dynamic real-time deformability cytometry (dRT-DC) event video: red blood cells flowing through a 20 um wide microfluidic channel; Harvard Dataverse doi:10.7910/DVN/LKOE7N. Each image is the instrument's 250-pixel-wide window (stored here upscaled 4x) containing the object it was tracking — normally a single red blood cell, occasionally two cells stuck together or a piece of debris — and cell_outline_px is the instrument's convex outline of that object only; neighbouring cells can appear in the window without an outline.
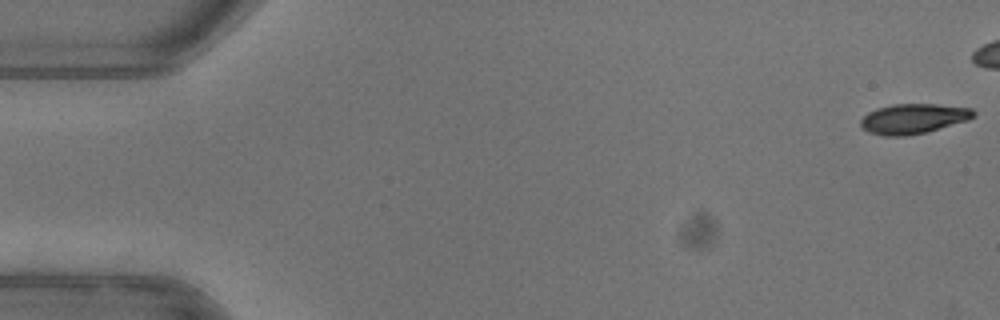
{"species": "common noctule bat (a hibernating species)", "species_latin": "Nyctalus noctula", "temperature_condition": "warm", "stored_images_in_passage": 43, "camera_frame_rate_fps": 3000, "um_per_image_px": 0.085, "animal": {"sex": "female"}, "frame": {"image": 1, "passage_image": 1, "time_ms": 0.0, "image_size_px": [1000, 320], "cell_outline_px": [[976, 112], [968, 120], [924, 132], [904, 136], [884, 136], [868, 132], [860, 124], [860, 120], [868, 112], [876, 108], [892, 104], [936, 104], [972, 108]], "centroid_in_image_um": [77.6, 10.08], "position_along_channel_um": 7.4, "area_um2": 19.54}}
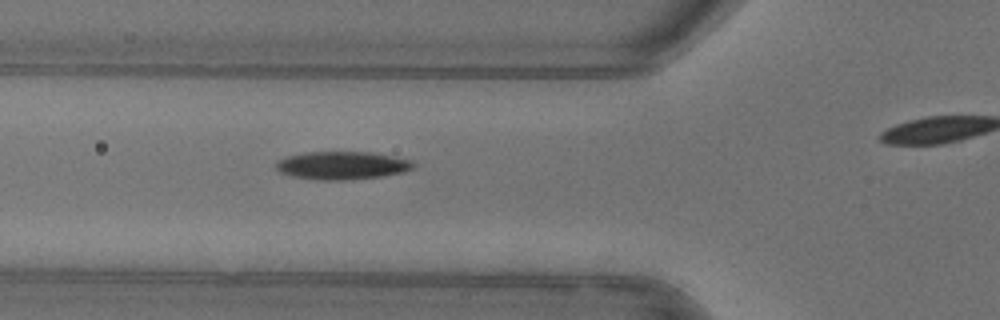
{"frame": {"image": 2, "passage_image": 19, "time_ms": 6.0, "image_size_px": [1000, 320], "cell_outline_px": [[416, 164], [412, 168], [404, 172], [380, 176], [344, 180], [320, 180], [292, 176], [280, 172], [276, 168], [276, 164], [280, 160], [288, 156], [304, 152], [372, 152], [412, 160]], "centroid_in_image_um": [29.1, 14.06], "position_along_channel_um": 96.7, "area_um2": 22.25}}